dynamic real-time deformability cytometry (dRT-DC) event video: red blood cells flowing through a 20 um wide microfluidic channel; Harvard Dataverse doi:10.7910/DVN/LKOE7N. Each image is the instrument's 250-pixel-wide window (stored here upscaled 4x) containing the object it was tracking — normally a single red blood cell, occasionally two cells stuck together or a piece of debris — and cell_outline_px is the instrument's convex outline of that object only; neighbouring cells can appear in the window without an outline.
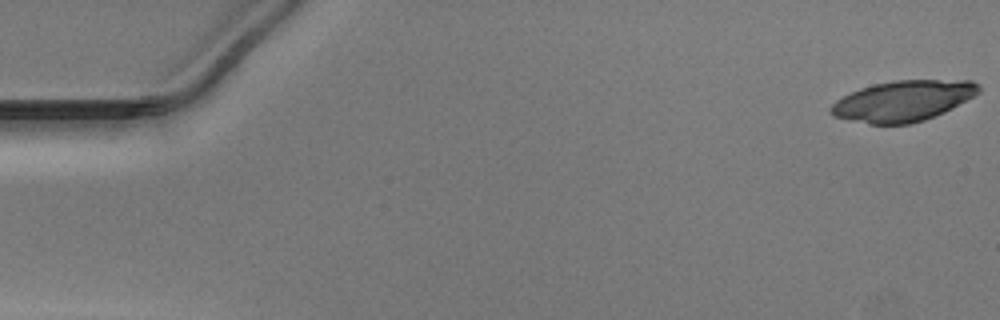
{"species": "Egyptian fruit bat (a non-hibernating species)", "species_latin": "Rousettus aegyptiacus", "temperature_condition": "warm", "stored_images_in_passage": 51, "camera_frame_rate_fps": 3000, "um_per_image_px": 0.085, "animal": {"sex": "male"}, "frame": {"image": 1, "passage_image": 1, "time_ms": 0.0, "image_size_px": [1000, 320], "cell_outline_px": [[980, 92], [944, 112], [924, 120], [908, 124], [868, 124], [832, 116], [828, 112], [832, 104], [836, 100], [860, 88], [876, 84], [896, 80], [972, 80], [980, 84]], "centroid_in_image_um": [76.75, 8.58], "position_along_channel_um": 8.2, "area_um2": 34.91}}